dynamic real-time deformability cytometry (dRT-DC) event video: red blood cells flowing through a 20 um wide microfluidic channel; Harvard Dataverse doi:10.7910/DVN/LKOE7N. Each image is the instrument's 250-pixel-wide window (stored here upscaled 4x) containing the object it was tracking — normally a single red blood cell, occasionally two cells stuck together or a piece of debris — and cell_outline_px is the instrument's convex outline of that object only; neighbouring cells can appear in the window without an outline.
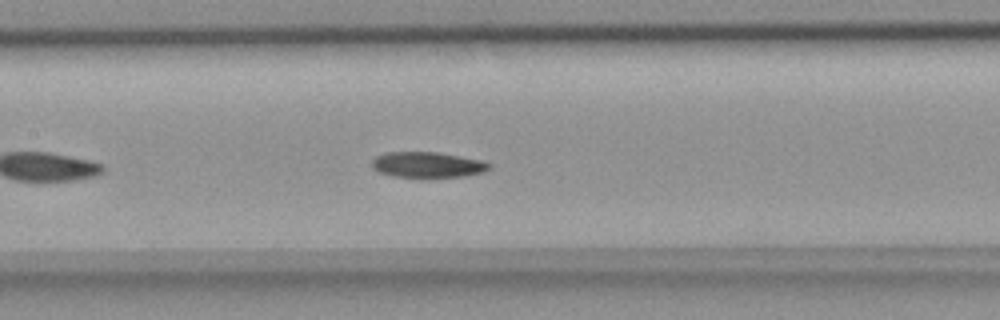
{"species": "common noctule bat (a hibernating species)", "species_latin": "Nyctalus noctula", "temperature_condition": "room temperature", "stored_images_in_passage": 41, "camera_frame_rate_fps": 3000, "um_per_image_px": 0.085, "animal": {"sex": "female", "body_mass_g": 18.4}, "frame": {"image": 1, "passage_image": 12, "time_ms": 3.667, "image_size_px": [1000, 320], "cell_outline_px": [[492, 168], [484, 172], [464, 176], [392, 176], [380, 172], [372, 168], [372, 160], [376, 156], [388, 152], [440, 152], [480, 160], [492, 164]], "centroid_in_image_um": [36.36, 13.98], "position_along_channel_um": 171.0, "area_um2": 17.28}}
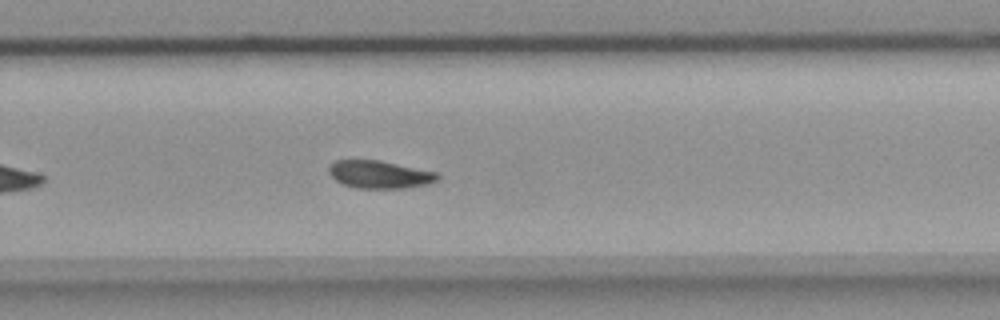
{"frame": {"image": 2, "passage_image": 22, "time_ms": 7.0, "image_size_px": [1000, 320], "cell_outline_px": [[440, 176], [436, 180], [428, 184], [404, 188], [356, 188], [344, 184], [336, 180], [328, 172], [328, 168], [336, 160], [380, 160], [436, 172]], "centroid_in_image_um": [32.26, 14.83], "position_along_channel_um": 297.5, "area_um2": 17.4}}
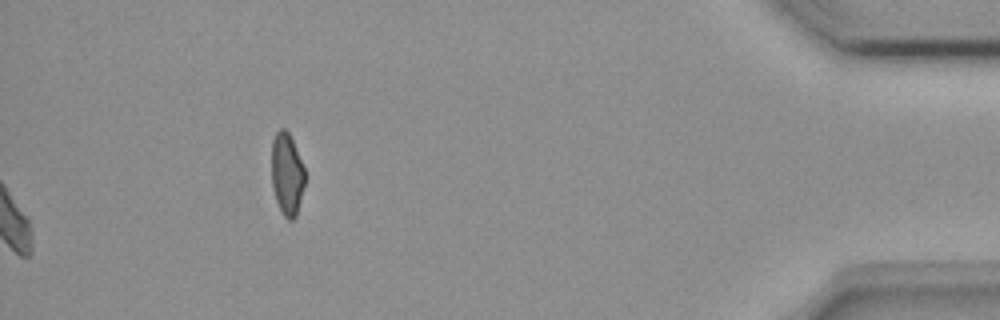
{"frame": {"image": 3, "passage_image": 41, "time_ms": 13.333, "image_size_px": [1000, 320], "cell_outline_px": [[304, 184], [296, 216], [292, 220], [288, 220], [284, 216], [276, 200], [272, 188], [272, 140], [276, 132], [280, 128], [284, 128], [288, 132], [292, 140], [304, 168]], "centroid_in_image_um": [24.37, 14.79], "position_along_channel_um": 410.8, "area_um2": 15.72}}